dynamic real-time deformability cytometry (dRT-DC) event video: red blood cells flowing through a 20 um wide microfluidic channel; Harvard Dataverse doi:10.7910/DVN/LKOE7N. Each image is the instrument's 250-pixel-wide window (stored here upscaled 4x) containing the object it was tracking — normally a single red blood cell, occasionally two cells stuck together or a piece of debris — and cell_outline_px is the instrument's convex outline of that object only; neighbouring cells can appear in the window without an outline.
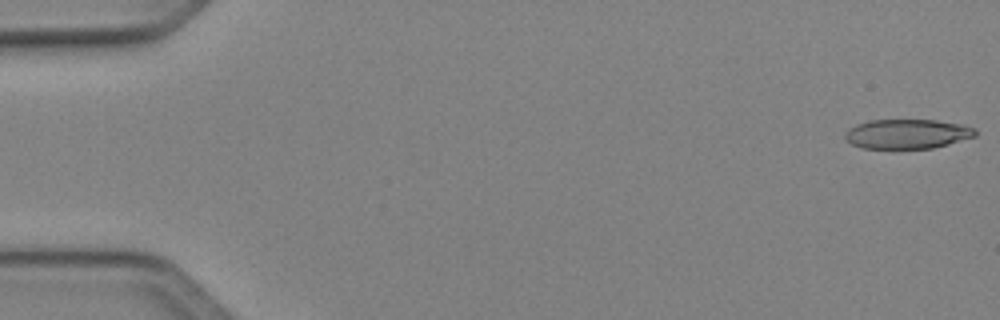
{"species": "Egyptian fruit bat (a non-hibernating species)", "species_latin": "Rousettus aegyptiacus", "temperature_condition": "cold", "stored_images_in_passage": 50, "camera_frame_rate_fps": 3000, "um_per_image_px": 0.085, "animal": {"sex": "female"}, "frame": {"image": 1, "passage_image": 1, "time_ms": 0.0, "image_size_px": [1000, 320], "cell_outline_px": [[976, 136], [932, 148], [860, 148], [844, 140], [844, 132], [848, 128], [856, 124], [868, 120], [936, 120], [960, 124], [976, 128]], "centroid_in_image_um": [77.06, 11.38], "position_along_channel_um": 7.9, "area_um2": 22.48}}
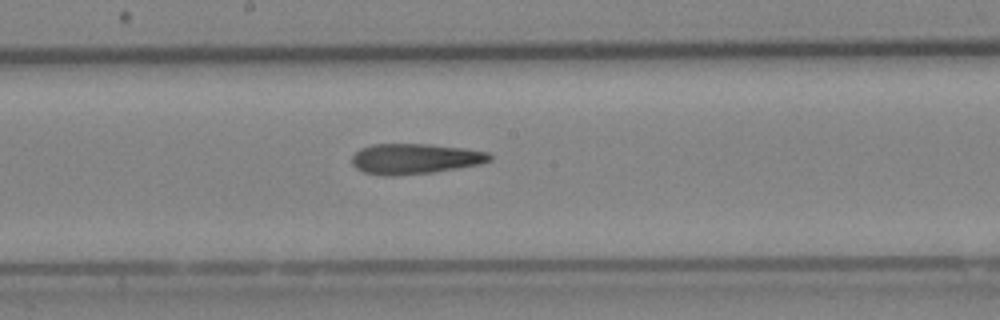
{"frame": {"image": 2, "passage_image": 27, "time_ms": 8.667, "image_size_px": [1000, 320], "cell_outline_px": [[492, 160], [480, 164], [432, 172], [392, 176], [380, 176], [364, 172], [356, 168], [352, 164], [352, 156], [360, 148], [372, 144], [428, 144], [464, 148], [488, 152], [492, 156]], "centroid_in_image_um": [35.24, 13.49], "position_along_channel_um": 213.0, "area_um2": 24.45}}
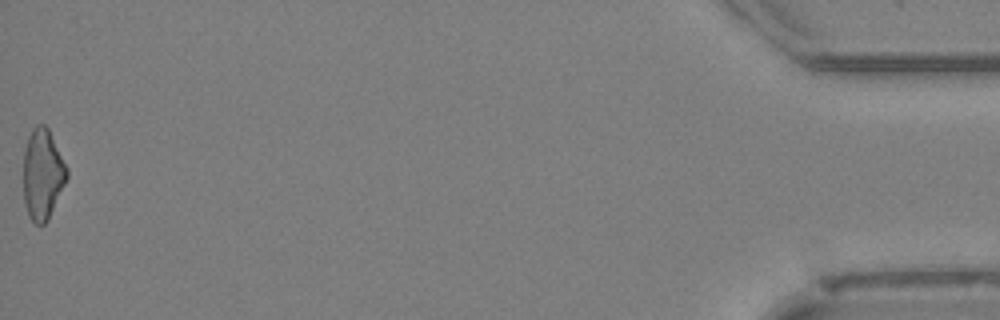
{"frame": {"image": 3, "passage_image": 50, "time_ms": 16.333, "image_size_px": [1000, 320], "cell_outline_px": [[68, 176], [48, 220], [44, 224], [36, 224], [28, 216], [24, 200], [24, 148], [28, 136], [32, 128], [36, 124], [44, 124], [48, 128], [68, 168]], "centroid_in_image_um": [3.62, 14.79], "position_along_channel_um": 431.6, "area_um2": 22.95}, "authors_computed_cell_mechanics": {"area_um2": 24.1604, "velocity_mm_per_s": 4.1137, "shape_relaxation_time_tau1_ms": null, "shape_relaxation_time_tau2_ms": 4.468, "deformation_change_tau1": null, "deformation_change_tau2": 0.1778}}